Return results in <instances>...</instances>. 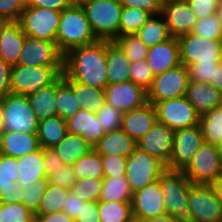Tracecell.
I'll return each mask as SVG.
<instances>
[{
    "instance_id": "cell-45",
    "label": "cell",
    "mask_w": 222,
    "mask_h": 222,
    "mask_svg": "<svg viewBox=\"0 0 222 222\" xmlns=\"http://www.w3.org/2000/svg\"><path fill=\"white\" fill-rule=\"evenodd\" d=\"M0 222H35V215L22 203L0 202Z\"/></svg>"
},
{
    "instance_id": "cell-5",
    "label": "cell",
    "mask_w": 222,
    "mask_h": 222,
    "mask_svg": "<svg viewBox=\"0 0 222 222\" xmlns=\"http://www.w3.org/2000/svg\"><path fill=\"white\" fill-rule=\"evenodd\" d=\"M64 72V66H22L11 68V94L27 96L53 84Z\"/></svg>"
},
{
    "instance_id": "cell-8",
    "label": "cell",
    "mask_w": 222,
    "mask_h": 222,
    "mask_svg": "<svg viewBox=\"0 0 222 222\" xmlns=\"http://www.w3.org/2000/svg\"><path fill=\"white\" fill-rule=\"evenodd\" d=\"M184 66L222 62V39L208 40L192 33L177 38Z\"/></svg>"
},
{
    "instance_id": "cell-35",
    "label": "cell",
    "mask_w": 222,
    "mask_h": 222,
    "mask_svg": "<svg viewBox=\"0 0 222 222\" xmlns=\"http://www.w3.org/2000/svg\"><path fill=\"white\" fill-rule=\"evenodd\" d=\"M132 195L126 176L103 178L99 201L131 202Z\"/></svg>"
},
{
    "instance_id": "cell-62",
    "label": "cell",
    "mask_w": 222,
    "mask_h": 222,
    "mask_svg": "<svg viewBox=\"0 0 222 222\" xmlns=\"http://www.w3.org/2000/svg\"><path fill=\"white\" fill-rule=\"evenodd\" d=\"M211 187L213 188L218 201L222 205V176H219L212 184Z\"/></svg>"
},
{
    "instance_id": "cell-11",
    "label": "cell",
    "mask_w": 222,
    "mask_h": 222,
    "mask_svg": "<svg viewBox=\"0 0 222 222\" xmlns=\"http://www.w3.org/2000/svg\"><path fill=\"white\" fill-rule=\"evenodd\" d=\"M189 222H222V205L211 184H193L188 195Z\"/></svg>"
},
{
    "instance_id": "cell-24",
    "label": "cell",
    "mask_w": 222,
    "mask_h": 222,
    "mask_svg": "<svg viewBox=\"0 0 222 222\" xmlns=\"http://www.w3.org/2000/svg\"><path fill=\"white\" fill-rule=\"evenodd\" d=\"M68 133L82 136L91 146H94L104 135L96 114L86 108H81L66 120Z\"/></svg>"
},
{
    "instance_id": "cell-12",
    "label": "cell",
    "mask_w": 222,
    "mask_h": 222,
    "mask_svg": "<svg viewBox=\"0 0 222 222\" xmlns=\"http://www.w3.org/2000/svg\"><path fill=\"white\" fill-rule=\"evenodd\" d=\"M153 105L157 121L174 131L199 124L200 114L185 96L155 102Z\"/></svg>"
},
{
    "instance_id": "cell-27",
    "label": "cell",
    "mask_w": 222,
    "mask_h": 222,
    "mask_svg": "<svg viewBox=\"0 0 222 222\" xmlns=\"http://www.w3.org/2000/svg\"><path fill=\"white\" fill-rule=\"evenodd\" d=\"M46 178L42 147L18 158V178L16 181L18 186L26 188V186Z\"/></svg>"
},
{
    "instance_id": "cell-60",
    "label": "cell",
    "mask_w": 222,
    "mask_h": 222,
    "mask_svg": "<svg viewBox=\"0 0 222 222\" xmlns=\"http://www.w3.org/2000/svg\"><path fill=\"white\" fill-rule=\"evenodd\" d=\"M35 222H76L64 211L44 215H35Z\"/></svg>"
},
{
    "instance_id": "cell-33",
    "label": "cell",
    "mask_w": 222,
    "mask_h": 222,
    "mask_svg": "<svg viewBox=\"0 0 222 222\" xmlns=\"http://www.w3.org/2000/svg\"><path fill=\"white\" fill-rule=\"evenodd\" d=\"M68 133L66 120L56 115L38 123L37 137L42 148H52Z\"/></svg>"
},
{
    "instance_id": "cell-51",
    "label": "cell",
    "mask_w": 222,
    "mask_h": 222,
    "mask_svg": "<svg viewBox=\"0 0 222 222\" xmlns=\"http://www.w3.org/2000/svg\"><path fill=\"white\" fill-rule=\"evenodd\" d=\"M25 7V0H0V20L18 22Z\"/></svg>"
},
{
    "instance_id": "cell-6",
    "label": "cell",
    "mask_w": 222,
    "mask_h": 222,
    "mask_svg": "<svg viewBox=\"0 0 222 222\" xmlns=\"http://www.w3.org/2000/svg\"><path fill=\"white\" fill-rule=\"evenodd\" d=\"M3 109L2 132L37 134L38 119L27 96L7 94L1 98Z\"/></svg>"
},
{
    "instance_id": "cell-36",
    "label": "cell",
    "mask_w": 222,
    "mask_h": 222,
    "mask_svg": "<svg viewBox=\"0 0 222 222\" xmlns=\"http://www.w3.org/2000/svg\"><path fill=\"white\" fill-rule=\"evenodd\" d=\"M199 124L204 142L217 145L222 140V105L200 115Z\"/></svg>"
},
{
    "instance_id": "cell-57",
    "label": "cell",
    "mask_w": 222,
    "mask_h": 222,
    "mask_svg": "<svg viewBox=\"0 0 222 222\" xmlns=\"http://www.w3.org/2000/svg\"><path fill=\"white\" fill-rule=\"evenodd\" d=\"M25 3L28 7L49 8L56 11H62L70 5L69 0H26Z\"/></svg>"
},
{
    "instance_id": "cell-28",
    "label": "cell",
    "mask_w": 222,
    "mask_h": 222,
    "mask_svg": "<svg viewBox=\"0 0 222 222\" xmlns=\"http://www.w3.org/2000/svg\"><path fill=\"white\" fill-rule=\"evenodd\" d=\"M106 61L108 84L129 81L131 61L114 40H106Z\"/></svg>"
},
{
    "instance_id": "cell-1",
    "label": "cell",
    "mask_w": 222,
    "mask_h": 222,
    "mask_svg": "<svg viewBox=\"0 0 222 222\" xmlns=\"http://www.w3.org/2000/svg\"><path fill=\"white\" fill-rule=\"evenodd\" d=\"M64 73L73 81L105 89L108 85L106 40L71 48L64 54Z\"/></svg>"
},
{
    "instance_id": "cell-56",
    "label": "cell",
    "mask_w": 222,
    "mask_h": 222,
    "mask_svg": "<svg viewBox=\"0 0 222 222\" xmlns=\"http://www.w3.org/2000/svg\"><path fill=\"white\" fill-rule=\"evenodd\" d=\"M99 201L86 202L75 219L76 222H100Z\"/></svg>"
},
{
    "instance_id": "cell-14",
    "label": "cell",
    "mask_w": 222,
    "mask_h": 222,
    "mask_svg": "<svg viewBox=\"0 0 222 222\" xmlns=\"http://www.w3.org/2000/svg\"><path fill=\"white\" fill-rule=\"evenodd\" d=\"M203 142L200 124L175 130L171 159L166 169L183 171Z\"/></svg>"
},
{
    "instance_id": "cell-63",
    "label": "cell",
    "mask_w": 222,
    "mask_h": 222,
    "mask_svg": "<svg viewBox=\"0 0 222 222\" xmlns=\"http://www.w3.org/2000/svg\"><path fill=\"white\" fill-rule=\"evenodd\" d=\"M137 222H179V221L174 219L172 216L165 214L152 219H137Z\"/></svg>"
},
{
    "instance_id": "cell-53",
    "label": "cell",
    "mask_w": 222,
    "mask_h": 222,
    "mask_svg": "<svg viewBox=\"0 0 222 222\" xmlns=\"http://www.w3.org/2000/svg\"><path fill=\"white\" fill-rule=\"evenodd\" d=\"M198 19L217 13L220 0H186Z\"/></svg>"
},
{
    "instance_id": "cell-41",
    "label": "cell",
    "mask_w": 222,
    "mask_h": 222,
    "mask_svg": "<svg viewBox=\"0 0 222 222\" xmlns=\"http://www.w3.org/2000/svg\"><path fill=\"white\" fill-rule=\"evenodd\" d=\"M55 104L57 115L64 120L72 117L81 109L73 90L64 81L56 88Z\"/></svg>"
},
{
    "instance_id": "cell-43",
    "label": "cell",
    "mask_w": 222,
    "mask_h": 222,
    "mask_svg": "<svg viewBox=\"0 0 222 222\" xmlns=\"http://www.w3.org/2000/svg\"><path fill=\"white\" fill-rule=\"evenodd\" d=\"M103 187V178L78 179L71 190L85 202L99 201Z\"/></svg>"
},
{
    "instance_id": "cell-42",
    "label": "cell",
    "mask_w": 222,
    "mask_h": 222,
    "mask_svg": "<svg viewBox=\"0 0 222 222\" xmlns=\"http://www.w3.org/2000/svg\"><path fill=\"white\" fill-rule=\"evenodd\" d=\"M123 50L128 59L133 61H144L148 47L138 38L136 34L124 35L114 40Z\"/></svg>"
},
{
    "instance_id": "cell-58",
    "label": "cell",
    "mask_w": 222,
    "mask_h": 222,
    "mask_svg": "<svg viewBox=\"0 0 222 222\" xmlns=\"http://www.w3.org/2000/svg\"><path fill=\"white\" fill-rule=\"evenodd\" d=\"M11 66H9L2 58H0V98L11 93L10 77Z\"/></svg>"
},
{
    "instance_id": "cell-40",
    "label": "cell",
    "mask_w": 222,
    "mask_h": 222,
    "mask_svg": "<svg viewBox=\"0 0 222 222\" xmlns=\"http://www.w3.org/2000/svg\"><path fill=\"white\" fill-rule=\"evenodd\" d=\"M69 190L48 183L38 211L34 215H44L62 211Z\"/></svg>"
},
{
    "instance_id": "cell-68",
    "label": "cell",
    "mask_w": 222,
    "mask_h": 222,
    "mask_svg": "<svg viewBox=\"0 0 222 222\" xmlns=\"http://www.w3.org/2000/svg\"><path fill=\"white\" fill-rule=\"evenodd\" d=\"M128 222H137V219L133 218V219H131V220L128 221Z\"/></svg>"
},
{
    "instance_id": "cell-2",
    "label": "cell",
    "mask_w": 222,
    "mask_h": 222,
    "mask_svg": "<svg viewBox=\"0 0 222 222\" xmlns=\"http://www.w3.org/2000/svg\"><path fill=\"white\" fill-rule=\"evenodd\" d=\"M98 40L82 5L70 4L61 11L56 32V44L63 54H66L71 48L89 45Z\"/></svg>"
},
{
    "instance_id": "cell-9",
    "label": "cell",
    "mask_w": 222,
    "mask_h": 222,
    "mask_svg": "<svg viewBox=\"0 0 222 222\" xmlns=\"http://www.w3.org/2000/svg\"><path fill=\"white\" fill-rule=\"evenodd\" d=\"M60 17L61 11L26 6L18 22L26 36L56 43Z\"/></svg>"
},
{
    "instance_id": "cell-17",
    "label": "cell",
    "mask_w": 222,
    "mask_h": 222,
    "mask_svg": "<svg viewBox=\"0 0 222 222\" xmlns=\"http://www.w3.org/2000/svg\"><path fill=\"white\" fill-rule=\"evenodd\" d=\"M105 102L126 113L148 103L147 91L131 81L108 84L105 87Z\"/></svg>"
},
{
    "instance_id": "cell-25",
    "label": "cell",
    "mask_w": 222,
    "mask_h": 222,
    "mask_svg": "<svg viewBox=\"0 0 222 222\" xmlns=\"http://www.w3.org/2000/svg\"><path fill=\"white\" fill-rule=\"evenodd\" d=\"M185 97L200 115L222 105V92L204 82L189 81Z\"/></svg>"
},
{
    "instance_id": "cell-23",
    "label": "cell",
    "mask_w": 222,
    "mask_h": 222,
    "mask_svg": "<svg viewBox=\"0 0 222 222\" xmlns=\"http://www.w3.org/2000/svg\"><path fill=\"white\" fill-rule=\"evenodd\" d=\"M156 122L155 107L148 102L138 109L123 113L121 129L137 142Z\"/></svg>"
},
{
    "instance_id": "cell-61",
    "label": "cell",
    "mask_w": 222,
    "mask_h": 222,
    "mask_svg": "<svg viewBox=\"0 0 222 222\" xmlns=\"http://www.w3.org/2000/svg\"><path fill=\"white\" fill-rule=\"evenodd\" d=\"M213 86L222 92V62L214 66Z\"/></svg>"
},
{
    "instance_id": "cell-46",
    "label": "cell",
    "mask_w": 222,
    "mask_h": 222,
    "mask_svg": "<svg viewBox=\"0 0 222 222\" xmlns=\"http://www.w3.org/2000/svg\"><path fill=\"white\" fill-rule=\"evenodd\" d=\"M123 113L113 105L105 102V104L96 113V118L100 121L104 132L120 130L122 126Z\"/></svg>"
},
{
    "instance_id": "cell-37",
    "label": "cell",
    "mask_w": 222,
    "mask_h": 222,
    "mask_svg": "<svg viewBox=\"0 0 222 222\" xmlns=\"http://www.w3.org/2000/svg\"><path fill=\"white\" fill-rule=\"evenodd\" d=\"M72 165L78 179L104 178L101 155L94 148Z\"/></svg>"
},
{
    "instance_id": "cell-13",
    "label": "cell",
    "mask_w": 222,
    "mask_h": 222,
    "mask_svg": "<svg viewBox=\"0 0 222 222\" xmlns=\"http://www.w3.org/2000/svg\"><path fill=\"white\" fill-rule=\"evenodd\" d=\"M189 84V73L186 66L180 64L153 79L147 90L149 103L175 99L186 95Z\"/></svg>"
},
{
    "instance_id": "cell-66",
    "label": "cell",
    "mask_w": 222,
    "mask_h": 222,
    "mask_svg": "<svg viewBox=\"0 0 222 222\" xmlns=\"http://www.w3.org/2000/svg\"><path fill=\"white\" fill-rule=\"evenodd\" d=\"M88 1L89 0H69L70 4H74V5H83L84 3Z\"/></svg>"
},
{
    "instance_id": "cell-29",
    "label": "cell",
    "mask_w": 222,
    "mask_h": 222,
    "mask_svg": "<svg viewBox=\"0 0 222 222\" xmlns=\"http://www.w3.org/2000/svg\"><path fill=\"white\" fill-rule=\"evenodd\" d=\"M136 147V142L122 129L106 132L93 146L100 155H119L126 158Z\"/></svg>"
},
{
    "instance_id": "cell-30",
    "label": "cell",
    "mask_w": 222,
    "mask_h": 222,
    "mask_svg": "<svg viewBox=\"0 0 222 222\" xmlns=\"http://www.w3.org/2000/svg\"><path fill=\"white\" fill-rule=\"evenodd\" d=\"M63 82V74L51 85L27 95L38 121L57 115L56 88Z\"/></svg>"
},
{
    "instance_id": "cell-38",
    "label": "cell",
    "mask_w": 222,
    "mask_h": 222,
    "mask_svg": "<svg viewBox=\"0 0 222 222\" xmlns=\"http://www.w3.org/2000/svg\"><path fill=\"white\" fill-rule=\"evenodd\" d=\"M151 16L150 12L136 7H123L119 23V37L136 34Z\"/></svg>"
},
{
    "instance_id": "cell-15",
    "label": "cell",
    "mask_w": 222,
    "mask_h": 222,
    "mask_svg": "<svg viewBox=\"0 0 222 222\" xmlns=\"http://www.w3.org/2000/svg\"><path fill=\"white\" fill-rule=\"evenodd\" d=\"M22 66H64V54L57 44L27 36L19 55Z\"/></svg>"
},
{
    "instance_id": "cell-3",
    "label": "cell",
    "mask_w": 222,
    "mask_h": 222,
    "mask_svg": "<svg viewBox=\"0 0 222 222\" xmlns=\"http://www.w3.org/2000/svg\"><path fill=\"white\" fill-rule=\"evenodd\" d=\"M166 214L179 222H189L188 195L192 182L183 171L166 169L159 179Z\"/></svg>"
},
{
    "instance_id": "cell-4",
    "label": "cell",
    "mask_w": 222,
    "mask_h": 222,
    "mask_svg": "<svg viewBox=\"0 0 222 222\" xmlns=\"http://www.w3.org/2000/svg\"><path fill=\"white\" fill-rule=\"evenodd\" d=\"M92 31L99 40L113 41L119 37L123 6L119 0H89L82 5Z\"/></svg>"
},
{
    "instance_id": "cell-67",
    "label": "cell",
    "mask_w": 222,
    "mask_h": 222,
    "mask_svg": "<svg viewBox=\"0 0 222 222\" xmlns=\"http://www.w3.org/2000/svg\"><path fill=\"white\" fill-rule=\"evenodd\" d=\"M216 147L222 160V140L216 145Z\"/></svg>"
},
{
    "instance_id": "cell-39",
    "label": "cell",
    "mask_w": 222,
    "mask_h": 222,
    "mask_svg": "<svg viewBox=\"0 0 222 222\" xmlns=\"http://www.w3.org/2000/svg\"><path fill=\"white\" fill-rule=\"evenodd\" d=\"M100 222H128L133 219L131 202L99 201Z\"/></svg>"
},
{
    "instance_id": "cell-64",
    "label": "cell",
    "mask_w": 222,
    "mask_h": 222,
    "mask_svg": "<svg viewBox=\"0 0 222 222\" xmlns=\"http://www.w3.org/2000/svg\"><path fill=\"white\" fill-rule=\"evenodd\" d=\"M3 130V109H2V103H1V98H0V134L2 133Z\"/></svg>"
},
{
    "instance_id": "cell-31",
    "label": "cell",
    "mask_w": 222,
    "mask_h": 222,
    "mask_svg": "<svg viewBox=\"0 0 222 222\" xmlns=\"http://www.w3.org/2000/svg\"><path fill=\"white\" fill-rule=\"evenodd\" d=\"M63 81L73 90L81 108H86L96 114L105 104V89L73 81L64 72Z\"/></svg>"
},
{
    "instance_id": "cell-34",
    "label": "cell",
    "mask_w": 222,
    "mask_h": 222,
    "mask_svg": "<svg viewBox=\"0 0 222 222\" xmlns=\"http://www.w3.org/2000/svg\"><path fill=\"white\" fill-rule=\"evenodd\" d=\"M136 35L148 48L164 42L171 37L167 24L161 14L152 15L138 30Z\"/></svg>"
},
{
    "instance_id": "cell-16",
    "label": "cell",
    "mask_w": 222,
    "mask_h": 222,
    "mask_svg": "<svg viewBox=\"0 0 222 222\" xmlns=\"http://www.w3.org/2000/svg\"><path fill=\"white\" fill-rule=\"evenodd\" d=\"M160 14L174 38L190 34L198 20L186 0H164Z\"/></svg>"
},
{
    "instance_id": "cell-54",
    "label": "cell",
    "mask_w": 222,
    "mask_h": 222,
    "mask_svg": "<svg viewBox=\"0 0 222 222\" xmlns=\"http://www.w3.org/2000/svg\"><path fill=\"white\" fill-rule=\"evenodd\" d=\"M123 7H136L152 15H158L161 13L163 6V0H119Z\"/></svg>"
},
{
    "instance_id": "cell-52",
    "label": "cell",
    "mask_w": 222,
    "mask_h": 222,
    "mask_svg": "<svg viewBox=\"0 0 222 222\" xmlns=\"http://www.w3.org/2000/svg\"><path fill=\"white\" fill-rule=\"evenodd\" d=\"M218 63H198L187 66L189 81L208 83L213 86L214 66Z\"/></svg>"
},
{
    "instance_id": "cell-47",
    "label": "cell",
    "mask_w": 222,
    "mask_h": 222,
    "mask_svg": "<svg viewBox=\"0 0 222 222\" xmlns=\"http://www.w3.org/2000/svg\"><path fill=\"white\" fill-rule=\"evenodd\" d=\"M48 186L47 179L35 182L26 186L24 194L21 196V203L28 208L33 214L38 211L41 198Z\"/></svg>"
},
{
    "instance_id": "cell-26",
    "label": "cell",
    "mask_w": 222,
    "mask_h": 222,
    "mask_svg": "<svg viewBox=\"0 0 222 222\" xmlns=\"http://www.w3.org/2000/svg\"><path fill=\"white\" fill-rule=\"evenodd\" d=\"M41 148L37 134L2 132L0 154L20 158Z\"/></svg>"
},
{
    "instance_id": "cell-65",
    "label": "cell",
    "mask_w": 222,
    "mask_h": 222,
    "mask_svg": "<svg viewBox=\"0 0 222 222\" xmlns=\"http://www.w3.org/2000/svg\"><path fill=\"white\" fill-rule=\"evenodd\" d=\"M217 15L220 19V22L222 23V0L219 1L218 7H217Z\"/></svg>"
},
{
    "instance_id": "cell-44",
    "label": "cell",
    "mask_w": 222,
    "mask_h": 222,
    "mask_svg": "<svg viewBox=\"0 0 222 222\" xmlns=\"http://www.w3.org/2000/svg\"><path fill=\"white\" fill-rule=\"evenodd\" d=\"M191 33L208 40L222 39V23L217 13L198 19Z\"/></svg>"
},
{
    "instance_id": "cell-32",
    "label": "cell",
    "mask_w": 222,
    "mask_h": 222,
    "mask_svg": "<svg viewBox=\"0 0 222 222\" xmlns=\"http://www.w3.org/2000/svg\"><path fill=\"white\" fill-rule=\"evenodd\" d=\"M52 149L57 152L64 164L72 165L80 157L87 154L91 146L82 136L67 133Z\"/></svg>"
},
{
    "instance_id": "cell-10",
    "label": "cell",
    "mask_w": 222,
    "mask_h": 222,
    "mask_svg": "<svg viewBox=\"0 0 222 222\" xmlns=\"http://www.w3.org/2000/svg\"><path fill=\"white\" fill-rule=\"evenodd\" d=\"M183 172L193 184H212L222 173L216 145L203 142Z\"/></svg>"
},
{
    "instance_id": "cell-49",
    "label": "cell",
    "mask_w": 222,
    "mask_h": 222,
    "mask_svg": "<svg viewBox=\"0 0 222 222\" xmlns=\"http://www.w3.org/2000/svg\"><path fill=\"white\" fill-rule=\"evenodd\" d=\"M47 181L51 185L71 190L77 180L73 165L63 164L54 168L51 174L47 176Z\"/></svg>"
},
{
    "instance_id": "cell-22",
    "label": "cell",
    "mask_w": 222,
    "mask_h": 222,
    "mask_svg": "<svg viewBox=\"0 0 222 222\" xmlns=\"http://www.w3.org/2000/svg\"><path fill=\"white\" fill-rule=\"evenodd\" d=\"M26 37L19 22L0 24V58L9 66L13 67L18 64Z\"/></svg>"
},
{
    "instance_id": "cell-21",
    "label": "cell",
    "mask_w": 222,
    "mask_h": 222,
    "mask_svg": "<svg viewBox=\"0 0 222 222\" xmlns=\"http://www.w3.org/2000/svg\"><path fill=\"white\" fill-rule=\"evenodd\" d=\"M18 158L0 154V202L21 203L24 189L17 185Z\"/></svg>"
},
{
    "instance_id": "cell-19",
    "label": "cell",
    "mask_w": 222,
    "mask_h": 222,
    "mask_svg": "<svg viewBox=\"0 0 222 222\" xmlns=\"http://www.w3.org/2000/svg\"><path fill=\"white\" fill-rule=\"evenodd\" d=\"M175 131L165 124L154 123L152 128L136 142L137 147L167 165L171 159Z\"/></svg>"
},
{
    "instance_id": "cell-55",
    "label": "cell",
    "mask_w": 222,
    "mask_h": 222,
    "mask_svg": "<svg viewBox=\"0 0 222 222\" xmlns=\"http://www.w3.org/2000/svg\"><path fill=\"white\" fill-rule=\"evenodd\" d=\"M85 203L86 202L83 201L72 190H69L66 200L64 201L62 211H64L71 218L76 219Z\"/></svg>"
},
{
    "instance_id": "cell-59",
    "label": "cell",
    "mask_w": 222,
    "mask_h": 222,
    "mask_svg": "<svg viewBox=\"0 0 222 222\" xmlns=\"http://www.w3.org/2000/svg\"><path fill=\"white\" fill-rule=\"evenodd\" d=\"M43 160L45 164L46 177L51 174L54 168L64 164L59 154L52 148H43Z\"/></svg>"
},
{
    "instance_id": "cell-7",
    "label": "cell",
    "mask_w": 222,
    "mask_h": 222,
    "mask_svg": "<svg viewBox=\"0 0 222 222\" xmlns=\"http://www.w3.org/2000/svg\"><path fill=\"white\" fill-rule=\"evenodd\" d=\"M125 168L130 190L135 193L159 180L166 170V165L158 158L136 147L127 158Z\"/></svg>"
},
{
    "instance_id": "cell-18",
    "label": "cell",
    "mask_w": 222,
    "mask_h": 222,
    "mask_svg": "<svg viewBox=\"0 0 222 222\" xmlns=\"http://www.w3.org/2000/svg\"><path fill=\"white\" fill-rule=\"evenodd\" d=\"M131 208L135 219H152L165 215L164 198L159 180L133 193Z\"/></svg>"
},
{
    "instance_id": "cell-20",
    "label": "cell",
    "mask_w": 222,
    "mask_h": 222,
    "mask_svg": "<svg viewBox=\"0 0 222 222\" xmlns=\"http://www.w3.org/2000/svg\"><path fill=\"white\" fill-rule=\"evenodd\" d=\"M146 61L154 77L181 64L177 38L170 37L153 47L148 48Z\"/></svg>"
},
{
    "instance_id": "cell-50",
    "label": "cell",
    "mask_w": 222,
    "mask_h": 222,
    "mask_svg": "<svg viewBox=\"0 0 222 222\" xmlns=\"http://www.w3.org/2000/svg\"><path fill=\"white\" fill-rule=\"evenodd\" d=\"M104 177L126 176L127 158L119 155H101Z\"/></svg>"
},
{
    "instance_id": "cell-48",
    "label": "cell",
    "mask_w": 222,
    "mask_h": 222,
    "mask_svg": "<svg viewBox=\"0 0 222 222\" xmlns=\"http://www.w3.org/2000/svg\"><path fill=\"white\" fill-rule=\"evenodd\" d=\"M129 74V81L143 87L146 91L151 87L155 78L146 60L131 62Z\"/></svg>"
}]
</instances>
